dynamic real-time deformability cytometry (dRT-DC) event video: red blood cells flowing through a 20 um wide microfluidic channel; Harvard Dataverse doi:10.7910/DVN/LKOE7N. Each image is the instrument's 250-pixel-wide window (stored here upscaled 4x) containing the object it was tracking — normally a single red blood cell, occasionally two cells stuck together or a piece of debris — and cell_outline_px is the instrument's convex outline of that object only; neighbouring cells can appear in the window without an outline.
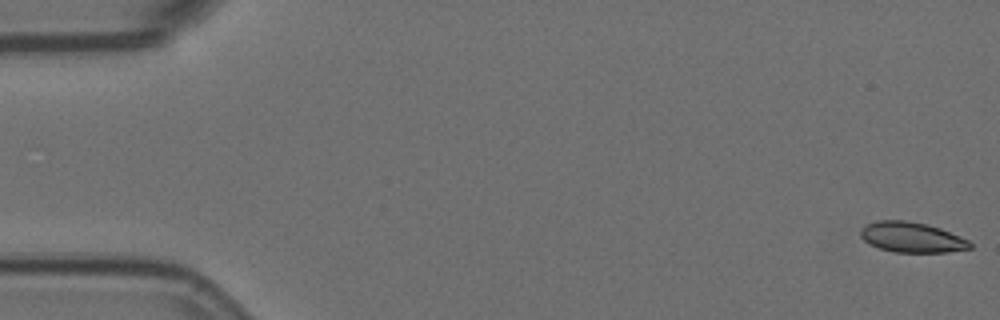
{"species": "Egyptian fruit bat (a non-hibernating species)", "species_latin": "Rousettus aegyptiacus", "temperature_condition": "room temperature", "stored_images_in_passage": 57, "camera_frame_rate_fps": 3000, "um_per_image_px": 0.085, "animal": {"sex": "female"}, "frame": {"image": 1, "passage_image": 1, "time_ms": 0.0, "image_size_px": [1000, 320], "cell_outline_px": [[972, 248], [948, 252], [892, 252], [880, 248], [864, 240], [860, 236], [860, 228], [876, 220], [908, 220], [940, 228], [960, 236], [968, 240], [972, 244]], "centroid_in_image_um": [77.5, 20.17], "position_along_channel_um": 7.5, "area_um2": 19.25}}
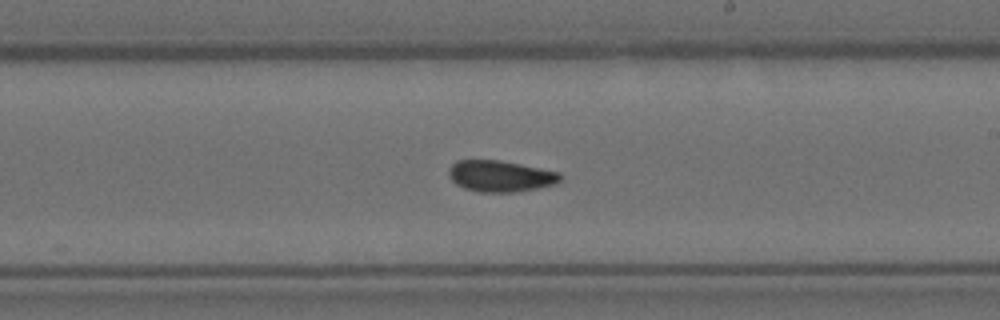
{"frame": {"image": 2, "passage_image": 33, "time_ms": 10.667, "image_size_px": [1000, 320], "cell_outline_px": [[564, 176], [556, 184], [540, 188], [512, 192], [480, 192], [464, 188], [456, 184], [448, 176], [448, 168], [456, 160], [500, 160], [560, 172]], "centroid_in_image_um": [42.54, 14.97], "position_along_channel_um": 246.5, "area_um2": 20.52}}
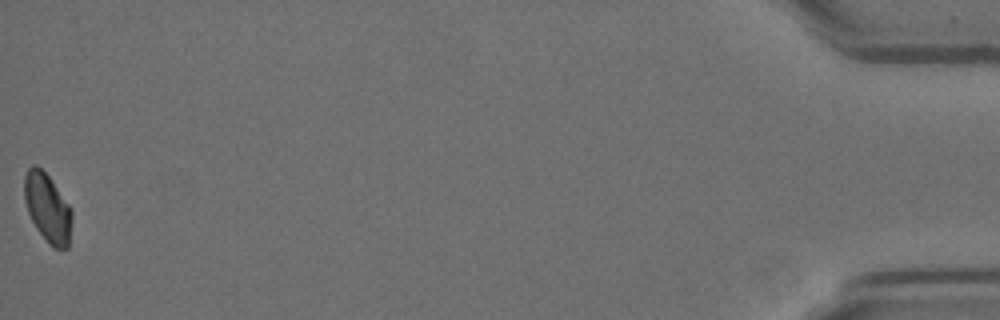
{"frame": {"image": 3, "passage_image": 57, "time_ms": 18.667, "image_size_px": [1000, 320], "cell_outline_px": [[72, 220], [68, 248], [52, 248], [48, 244], [36, 228], [28, 212], [24, 200], [24, 176], [28, 168], [32, 164], [36, 164], [48, 176], [72, 208]], "centroid_in_image_um": [4.04, 17.68], "position_along_channel_um": 431.2, "area_um2": 19.13}, "authors_computed_cell_mechanics": {"area_um2": 19.8832, "velocity_mm_per_s": 3.5675, "shape_relaxation_time_tau1_ms": null, "shape_relaxation_time_tau2_ms": 2.3658, "deformation_change_tau1": null, "deformation_change_tau2": 0.0405}}